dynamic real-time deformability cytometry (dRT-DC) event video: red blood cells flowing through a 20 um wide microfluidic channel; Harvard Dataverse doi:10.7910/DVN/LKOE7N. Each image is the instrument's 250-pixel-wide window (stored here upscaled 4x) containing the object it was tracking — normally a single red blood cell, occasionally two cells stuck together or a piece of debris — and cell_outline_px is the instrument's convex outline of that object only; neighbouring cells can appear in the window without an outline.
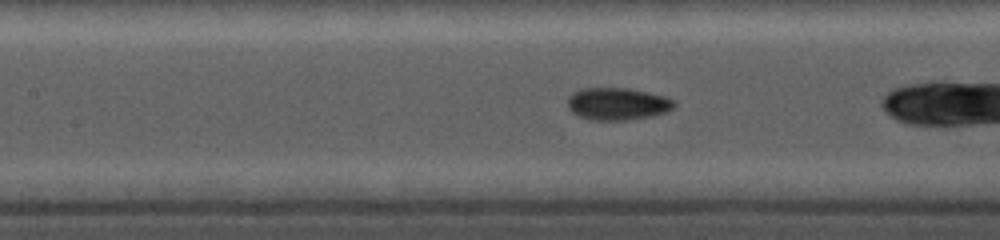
{"species": "common noctule bat (a hibernating species)", "species_latin": "Nyctalus noctula", "temperature_condition": "cold", "stored_images_in_passage": 22, "camera_frame_rate_fps": 5000, "um_per_image_px": 0.085, "animal": {"sex": "female", "body_mass_g": 19.0, "forearm_length_mm": 56.7}, "frame": {"image": 1, "passage_image": 10, "time_ms": 2.6, "image_size_px": [1000, 240], "cell_outline_px": [[676, 108], [668, 112], [652, 116], [624, 120], [588, 120], [572, 112], [568, 108], [568, 96], [572, 92], [580, 88], [628, 88], [648, 92], [664, 96], [676, 100]], "centroid_in_image_um": [52.51, 8.82], "position_along_channel_um": 154.9, "area_um2": 20.4}}
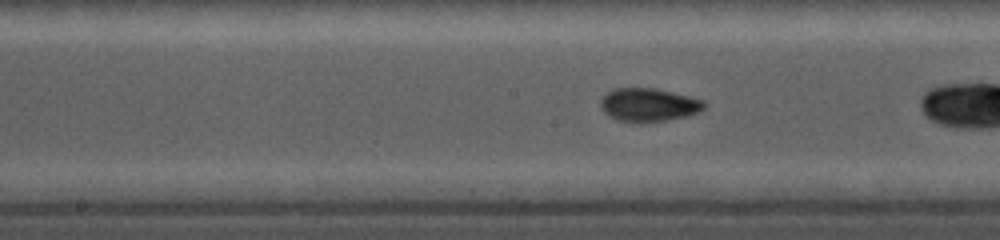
{"frame": {"image": 2, "passage_image": 15, "time_ms": 3.6, "image_size_px": [1000, 240], "cell_outline_px": [[708, 104], [700, 112], [668, 120], [640, 124], [620, 120], [604, 112], [600, 108], [600, 100], [604, 92], [616, 88], [656, 88], [704, 100]], "centroid_in_image_um": [55.13, 8.91], "position_along_channel_um": 193.1, "area_um2": 20.4}}